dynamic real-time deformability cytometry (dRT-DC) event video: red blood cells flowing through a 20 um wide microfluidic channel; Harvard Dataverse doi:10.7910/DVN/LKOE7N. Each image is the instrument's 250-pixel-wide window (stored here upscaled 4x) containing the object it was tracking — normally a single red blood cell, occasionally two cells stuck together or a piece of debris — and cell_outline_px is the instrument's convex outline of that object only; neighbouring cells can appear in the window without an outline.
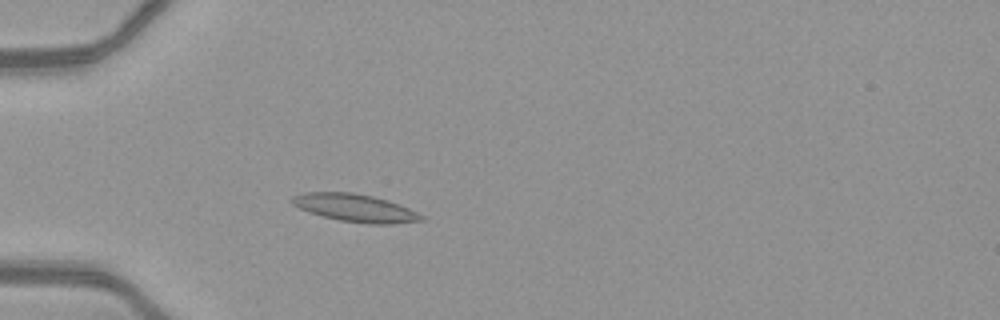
{"species": "common noctule bat (a hibernating species)", "species_latin": "Nyctalus noctula", "temperature_condition": "warm", "stored_images_in_passage": 44, "camera_frame_rate_fps": 3000, "um_per_image_px": 0.085, "animal": {"sex": "female", "body_mass_g": 21.9}, "frame": {"image": 1, "passage_image": 9, "time_ms": 2.667, "image_size_px": [1000, 320], "cell_outline_px": [[428, 220], [392, 224], [368, 224], [340, 220], [308, 212], [292, 204], [292, 196], [304, 192], [352, 192], [372, 196], [388, 200], [400, 204], [424, 216]], "centroid_in_image_um": [30.23, 17.67], "position_along_channel_um": 54.8, "area_um2": 20.92}}
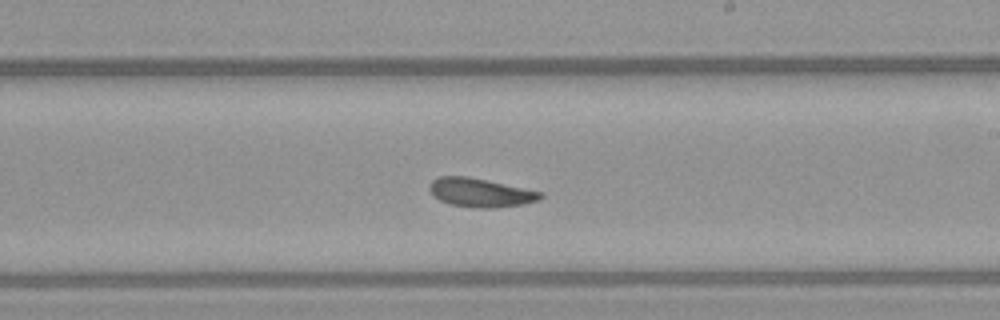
{"frame": {"image": 2, "passage_image": 24, "time_ms": 7.667, "image_size_px": [1000, 320], "cell_outline_px": [[544, 196], [540, 200], [524, 204], [492, 208], [480, 208], [448, 204], [432, 196], [428, 188], [428, 184], [432, 180], [440, 176], [468, 176], [544, 192]], "centroid_in_image_um": [40.83, 16.37], "position_along_channel_um": 248.2, "area_um2": 18.84}}
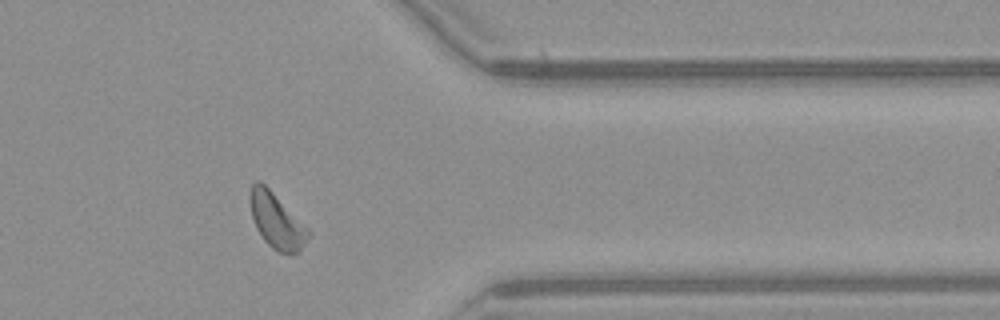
{"frame": {"image": 3, "passage_image": 35, "time_ms": 11.333, "image_size_px": [1000, 320], "cell_outline_px": [[312, 232], [300, 252], [288, 256], [276, 252], [264, 240], [256, 228], [252, 216], [248, 200], [248, 196], [252, 184], [256, 180], [260, 180]], "centroid_in_image_um": [23.5, 18.81], "position_along_channel_um": 387.9, "area_um2": 18.96}, "authors_computed_cell_mechanics": {"area_um2": 18.8428, "velocity_mm_per_s": 4.1079, "shape_relaxation_time_tau1_ms": null, "shape_relaxation_time_tau2_ms": 5.2388, "deformation_change_tau1": null, "deformation_change_tau2": 0.1281}}